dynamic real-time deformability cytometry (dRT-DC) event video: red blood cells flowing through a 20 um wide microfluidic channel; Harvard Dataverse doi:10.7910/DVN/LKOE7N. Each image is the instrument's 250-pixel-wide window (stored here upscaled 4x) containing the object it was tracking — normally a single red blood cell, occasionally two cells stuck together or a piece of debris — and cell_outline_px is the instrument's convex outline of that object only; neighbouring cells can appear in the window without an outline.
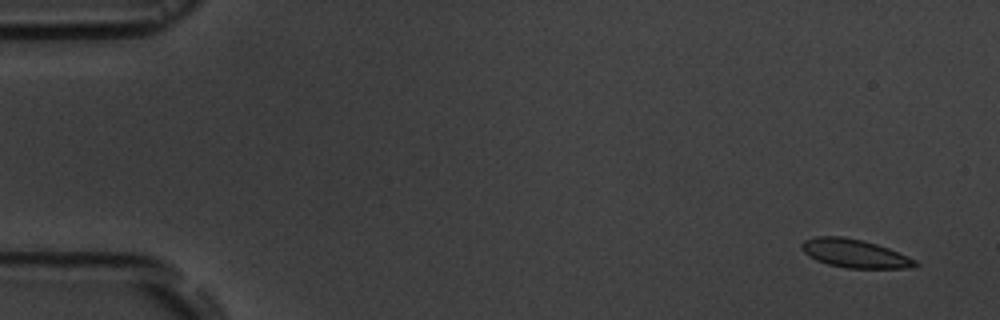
{"species": "common noctule bat (a hibernating species)", "species_latin": "Nyctalus noctula", "temperature_condition": "room temperature", "stored_images_in_passage": 3, "camera_frame_rate_fps": 3000, "um_per_image_px": 0.085, "animal": {"sex": "male", "body_mass_g": 19.5, "forearm_length_mm": 54.6}, "frame": {"image": 1, "passage_image": 1, "time_ms": 0.0, "image_size_px": [1000, 320], "cell_outline_px": [[920, 264], [916, 268], [848, 268], [828, 264], [816, 260], [808, 256], [800, 248], [800, 244], [804, 240], [816, 236], [844, 236], [876, 244], [888, 248], [908, 256], [916, 260]], "centroid_in_image_um": [72.65, 21.55], "position_along_channel_um": 12.4, "area_um2": 18.9}}
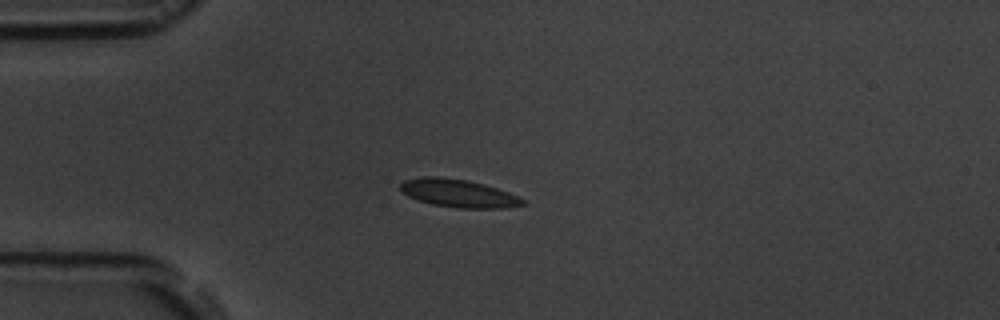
{"frame": {"image": 2, "passage_image": 3, "time_ms": 4.0, "image_size_px": [1000, 320], "cell_outline_px": [[524, 204], [504, 208], [460, 208], [432, 204], [408, 196], [400, 188], [400, 184], [404, 180], [424, 176], [436, 176], [468, 180], [484, 184], [508, 192], [524, 200]], "centroid_in_image_um": [38.94, 16.42], "position_along_channel_um": 46.1, "area_um2": 19.65}}